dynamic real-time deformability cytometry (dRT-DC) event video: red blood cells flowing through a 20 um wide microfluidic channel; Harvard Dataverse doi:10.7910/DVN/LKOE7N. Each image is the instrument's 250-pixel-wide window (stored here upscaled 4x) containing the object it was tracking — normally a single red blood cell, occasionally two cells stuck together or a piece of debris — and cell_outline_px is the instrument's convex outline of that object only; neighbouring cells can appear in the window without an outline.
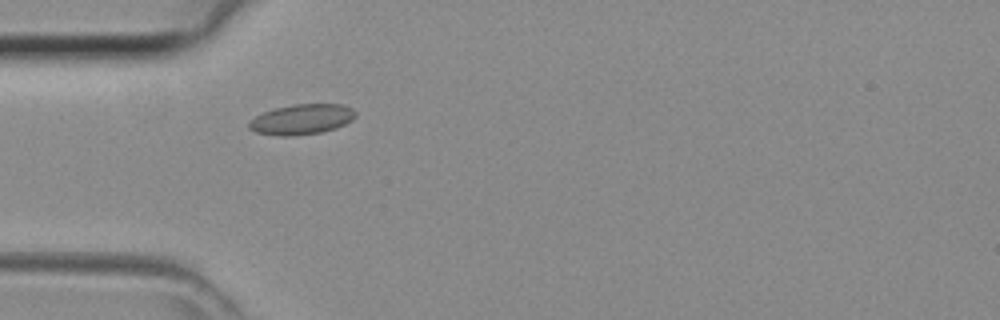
{"species": "common noctule bat (a hibernating species)", "species_latin": "Nyctalus noctula", "temperature_condition": "room temperature", "stored_images_in_passage": 12, "camera_frame_rate_fps": 3000, "um_per_image_px": 0.085, "animal": {"sex": "female", "body_mass_g": 29.2, "forearm_length_mm": 56.3}, "frame": {"image": 1, "passage_image": 10, "time_ms": 3.0, "image_size_px": [1000, 320], "cell_outline_px": [[356, 116], [352, 120], [336, 128], [320, 132], [292, 136], [280, 136], [256, 132], [248, 128], [248, 124], [256, 116], [264, 112], [276, 108], [292, 104], [344, 104], [352, 108], [356, 112]], "centroid_in_image_um": [25.67, 10.14], "position_along_channel_um": 59.3, "area_um2": 18.73}}